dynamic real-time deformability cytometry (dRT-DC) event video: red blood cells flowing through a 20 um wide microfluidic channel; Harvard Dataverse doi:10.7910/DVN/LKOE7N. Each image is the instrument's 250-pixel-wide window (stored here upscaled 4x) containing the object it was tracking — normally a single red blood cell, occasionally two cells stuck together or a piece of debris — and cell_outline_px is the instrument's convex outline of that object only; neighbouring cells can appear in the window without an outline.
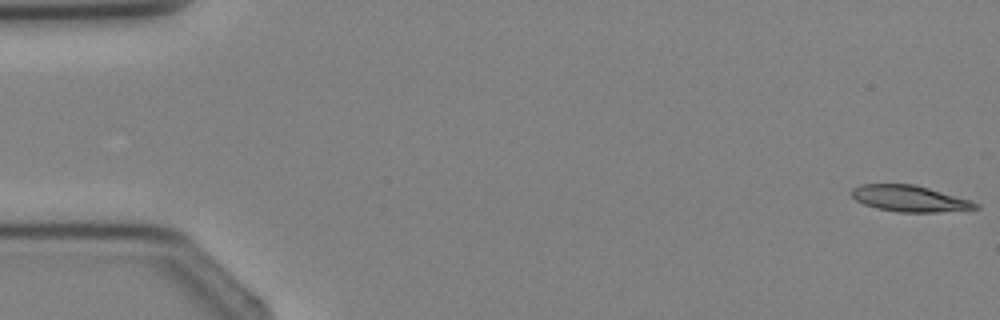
{"species": "Egyptian fruit bat (a non-hibernating species)", "species_latin": "Rousettus aegyptiacus", "temperature_condition": "cold", "stored_images_in_passage": 3, "camera_frame_rate_fps": 3000, "um_per_image_px": 0.085, "animal": {"sex": "female"}, "frame": {"image": 1, "passage_image": 3, "time_ms": 2.333, "image_size_px": [1000, 320], "cell_outline_px": [[980, 208], [936, 212], [896, 212], [876, 208], [864, 204], [856, 200], [852, 196], [852, 188], [860, 184], [912, 184], [928, 188], [968, 200], [980, 204]], "centroid_in_image_um": [77.27, 16.88], "position_along_channel_um": 7.7, "area_um2": 18.67}}